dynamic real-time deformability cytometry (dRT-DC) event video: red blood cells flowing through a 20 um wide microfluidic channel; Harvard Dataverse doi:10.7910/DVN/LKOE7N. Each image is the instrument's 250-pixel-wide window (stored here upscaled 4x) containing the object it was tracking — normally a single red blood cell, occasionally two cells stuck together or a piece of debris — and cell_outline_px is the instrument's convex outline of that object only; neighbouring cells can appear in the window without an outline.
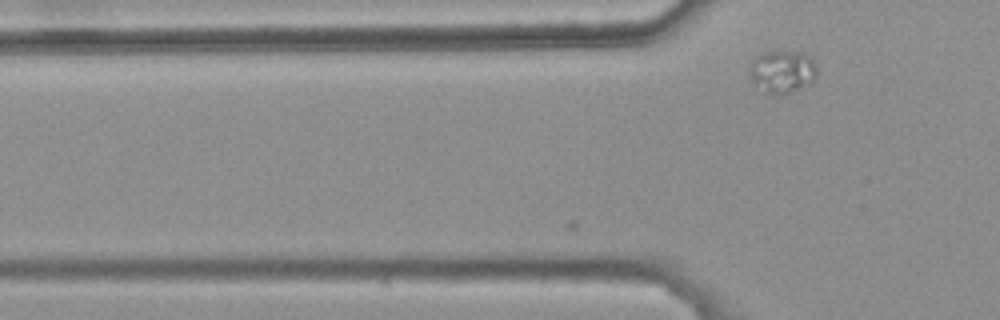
{"species": "common noctule bat (a hibernating species)", "species_latin": "Nyctalus noctula", "temperature_condition": "warm", "stored_images_in_passage": 3, "camera_frame_rate_fps": 3000, "um_per_image_px": 0.085, "animal": {"sex": "female", "body_mass_g": 25.1}, "frame": {"image": 1, "passage_image": 3, "time_ms": 0.667, "image_size_px": [1000, 320], "cell_outline_px": [[816, 80], [780, 96], [764, 92], [752, 84], [748, 68], [748, 64], [760, 52], [776, 48], [804, 52], [812, 60], [816, 68]], "centroid_in_image_um": [66.42, 6.03], "position_along_channel_um": 59.4, "area_um2": 17.57}}